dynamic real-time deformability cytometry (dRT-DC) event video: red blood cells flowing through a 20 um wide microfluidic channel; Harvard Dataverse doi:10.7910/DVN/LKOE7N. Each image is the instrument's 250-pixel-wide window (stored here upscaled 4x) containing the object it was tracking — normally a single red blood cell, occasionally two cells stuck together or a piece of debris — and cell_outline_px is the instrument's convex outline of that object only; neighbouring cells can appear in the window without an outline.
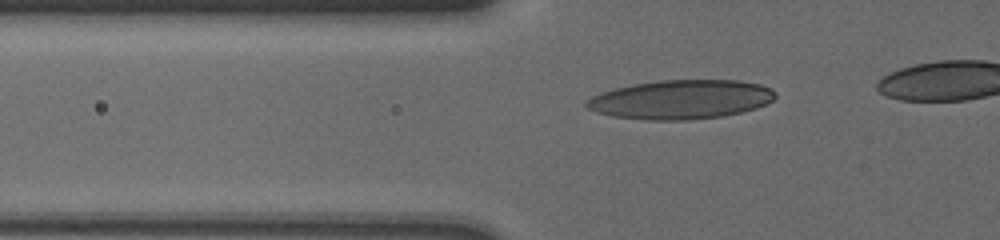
{"species": "human", "species_latin": "Homo sapiens", "temperature_condition": "cold", "stored_images_in_passage": 37, "camera_frame_rate_fps": 3000, "um_per_image_px": 0.085, "donor": {"sex": "male"}, "frame": {"image": 1, "passage_image": 6, "time_ms": 1.667, "image_size_px": [1000, 240], "cell_outline_px": [[776, 96], [772, 100], [756, 108], [740, 112], [720, 116], [688, 120], [648, 120], [612, 116], [596, 112], [588, 108], [584, 104], [592, 96], [600, 92], [632, 84], [660, 80], [740, 80], [760, 84], [776, 92]], "centroid_in_image_um": [57.86, 8.45], "position_along_channel_um": 67.9, "area_um2": 42.89}}
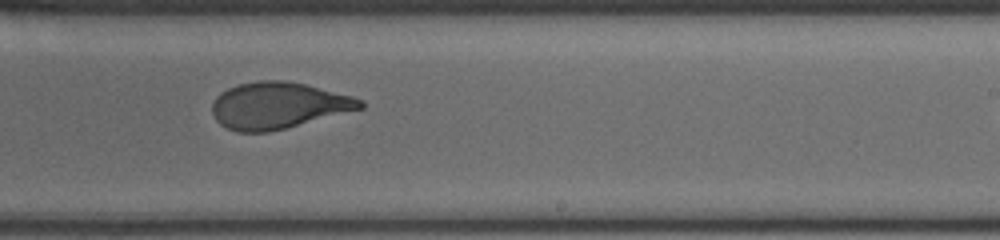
{"frame": {"image": 2, "passage_image": 23, "time_ms": 7.333, "image_size_px": [1000, 240], "cell_outline_px": [[364, 108], [268, 132], [236, 132], [220, 124], [216, 120], [212, 112], [212, 104], [216, 96], [228, 88], [240, 84], [260, 80], [284, 80], [304, 84], [352, 96], [364, 100]], "centroid_in_image_um": [23.63, 8.96], "position_along_channel_um": 265.4, "area_um2": 39.82}}
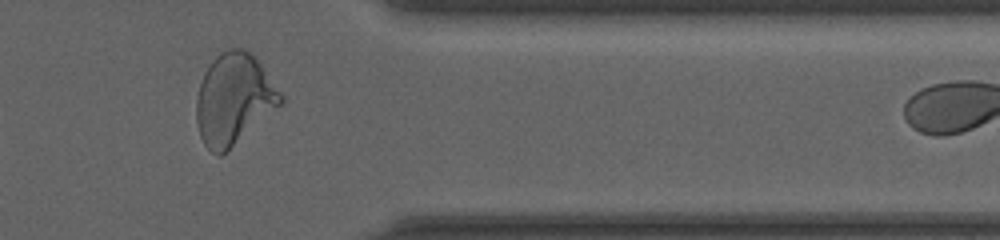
{"frame": {"image": 3, "passage_image": 34, "time_ms": 11.0, "image_size_px": [1000, 240], "cell_outline_px": [[284, 100], [280, 104], [220, 156], [216, 156], [204, 144], [200, 136], [196, 120], [196, 100], [200, 84], [204, 72], [212, 60], [220, 52], [228, 48], [244, 48], [260, 64], [284, 96]], "centroid_in_image_um": [19.84, 8.4], "position_along_channel_um": 391.6, "area_um2": 43.81}}